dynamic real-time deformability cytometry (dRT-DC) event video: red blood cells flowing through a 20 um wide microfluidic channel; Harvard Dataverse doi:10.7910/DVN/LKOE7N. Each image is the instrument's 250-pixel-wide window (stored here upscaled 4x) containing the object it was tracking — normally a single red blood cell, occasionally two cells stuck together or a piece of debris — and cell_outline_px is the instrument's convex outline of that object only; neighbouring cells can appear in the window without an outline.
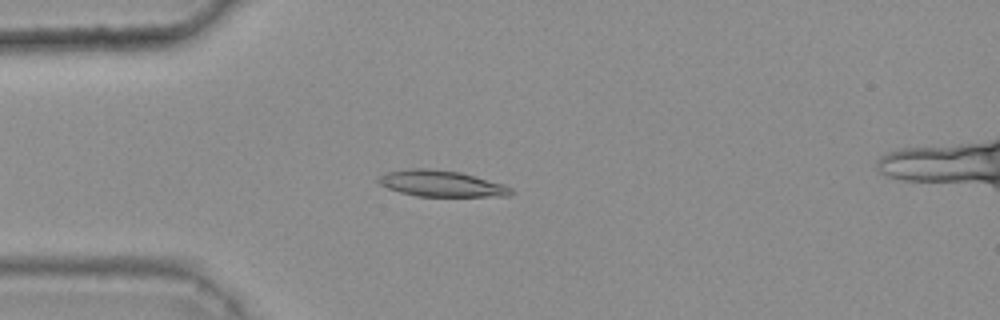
{"species": "common noctule bat (a hibernating species)", "species_latin": "Nyctalus noctula", "temperature_condition": "warm", "stored_images_in_passage": 44, "camera_frame_rate_fps": 3000, "um_per_image_px": 0.085, "animal": {"sex": "female", "body_mass_g": 25.1}, "frame": {"image": 1, "passage_image": 13, "time_ms": 4.0, "image_size_px": [1000, 320], "cell_outline_px": [[512, 192], [508, 196], [416, 196], [400, 192], [388, 188], [380, 184], [376, 180], [376, 176], [384, 172], [412, 168], [428, 168], [460, 172], [476, 176], [504, 184], [512, 188]], "centroid_in_image_um": [37.46, 15.59], "position_along_channel_um": 47.5, "area_um2": 20.35}}
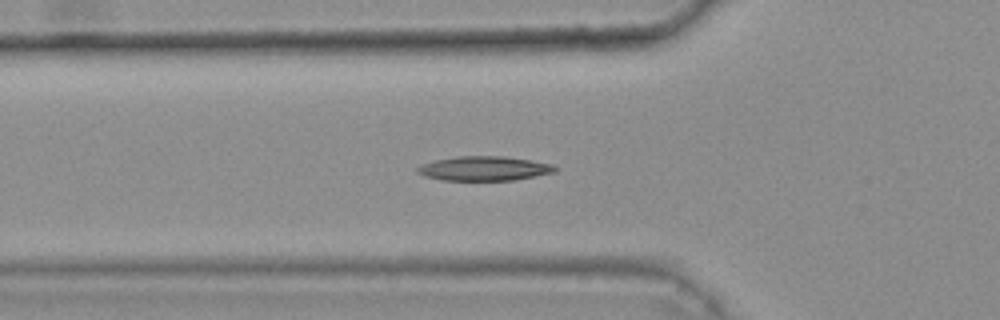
{"frame": {"image": 2, "passage_image": 17, "time_ms": 5.333, "image_size_px": [1000, 320], "cell_outline_px": [[556, 172], [512, 180], [440, 180], [424, 176], [416, 172], [416, 168], [424, 164], [436, 160], [456, 156], [504, 156], [532, 160], [552, 164], [556, 168]], "centroid_in_image_um": [41.14, 14.32], "position_along_channel_um": 84.7, "area_um2": 19.48}}
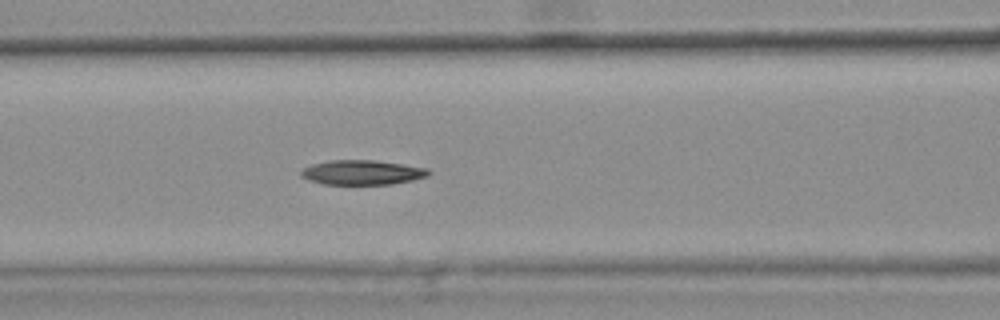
{"frame": {"image": 3, "passage_image": 21, "time_ms": 6.667, "image_size_px": [1000, 320], "cell_outline_px": [[432, 172], [428, 176], [412, 180], [392, 184], [324, 184], [308, 180], [300, 176], [300, 172], [304, 168], [312, 164], [328, 160], [376, 160], [428, 168]], "centroid_in_image_um": [30.79, 14.65], "position_along_channel_um": 135.8, "area_um2": 18.38}}